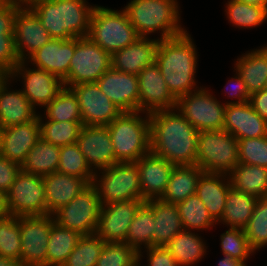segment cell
Segmentation results:
<instances>
[{
  "label": "cell",
  "instance_id": "cell-14",
  "mask_svg": "<svg viewBox=\"0 0 267 266\" xmlns=\"http://www.w3.org/2000/svg\"><path fill=\"white\" fill-rule=\"evenodd\" d=\"M27 65L26 61H20L8 76L13 80L18 76L23 78L21 91L35 109L36 106L46 107L65 87L63 80L48 71L27 68Z\"/></svg>",
  "mask_w": 267,
  "mask_h": 266
},
{
  "label": "cell",
  "instance_id": "cell-12",
  "mask_svg": "<svg viewBox=\"0 0 267 266\" xmlns=\"http://www.w3.org/2000/svg\"><path fill=\"white\" fill-rule=\"evenodd\" d=\"M6 203L11 216L46 215L43 177L21 170L6 193Z\"/></svg>",
  "mask_w": 267,
  "mask_h": 266
},
{
  "label": "cell",
  "instance_id": "cell-41",
  "mask_svg": "<svg viewBox=\"0 0 267 266\" xmlns=\"http://www.w3.org/2000/svg\"><path fill=\"white\" fill-rule=\"evenodd\" d=\"M225 12L230 23L240 28H252L267 20V7L229 0Z\"/></svg>",
  "mask_w": 267,
  "mask_h": 266
},
{
  "label": "cell",
  "instance_id": "cell-16",
  "mask_svg": "<svg viewBox=\"0 0 267 266\" xmlns=\"http://www.w3.org/2000/svg\"><path fill=\"white\" fill-rule=\"evenodd\" d=\"M76 94L83 125L107 126L122 112L101 91L97 82L70 87Z\"/></svg>",
  "mask_w": 267,
  "mask_h": 266
},
{
  "label": "cell",
  "instance_id": "cell-13",
  "mask_svg": "<svg viewBox=\"0 0 267 266\" xmlns=\"http://www.w3.org/2000/svg\"><path fill=\"white\" fill-rule=\"evenodd\" d=\"M54 217L20 216L21 261L25 266H46L47 245Z\"/></svg>",
  "mask_w": 267,
  "mask_h": 266
},
{
  "label": "cell",
  "instance_id": "cell-49",
  "mask_svg": "<svg viewBox=\"0 0 267 266\" xmlns=\"http://www.w3.org/2000/svg\"><path fill=\"white\" fill-rule=\"evenodd\" d=\"M19 62L13 33H0V72L8 76Z\"/></svg>",
  "mask_w": 267,
  "mask_h": 266
},
{
  "label": "cell",
  "instance_id": "cell-31",
  "mask_svg": "<svg viewBox=\"0 0 267 266\" xmlns=\"http://www.w3.org/2000/svg\"><path fill=\"white\" fill-rule=\"evenodd\" d=\"M204 171L197 165L174 166L162 197L164 202L177 204L196 193L197 183Z\"/></svg>",
  "mask_w": 267,
  "mask_h": 266
},
{
  "label": "cell",
  "instance_id": "cell-29",
  "mask_svg": "<svg viewBox=\"0 0 267 266\" xmlns=\"http://www.w3.org/2000/svg\"><path fill=\"white\" fill-rule=\"evenodd\" d=\"M250 95L260 92L267 82V45L243 54L235 63Z\"/></svg>",
  "mask_w": 267,
  "mask_h": 266
},
{
  "label": "cell",
  "instance_id": "cell-46",
  "mask_svg": "<svg viewBox=\"0 0 267 266\" xmlns=\"http://www.w3.org/2000/svg\"><path fill=\"white\" fill-rule=\"evenodd\" d=\"M96 266H138V251L125 242H105Z\"/></svg>",
  "mask_w": 267,
  "mask_h": 266
},
{
  "label": "cell",
  "instance_id": "cell-11",
  "mask_svg": "<svg viewBox=\"0 0 267 266\" xmlns=\"http://www.w3.org/2000/svg\"><path fill=\"white\" fill-rule=\"evenodd\" d=\"M177 110L199 132L223 130L226 104L219 102L206 88L177 99Z\"/></svg>",
  "mask_w": 267,
  "mask_h": 266
},
{
  "label": "cell",
  "instance_id": "cell-1",
  "mask_svg": "<svg viewBox=\"0 0 267 266\" xmlns=\"http://www.w3.org/2000/svg\"><path fill=\"white\" fill-rule=\"evenodd\" d=\"M150 151L174 164L195 165L199 132L177 110L149 114Z\"/></svg>",
  "mask_w": 267,
  "mask_h": 266
},
{
  "label": "cell",
  "instance_id": "cell-8",
  "mask_svg": "<svg viewBox=\"0 0 267 266\" xmlns=\"http://www.w3.org/2000/svg\"><path fill=\"white\" fill-rule=\"evenodd\" d=\"M94 172L95 186L101 205L113 202L142 199L141 184L136 162H116Z\"/></svg>",
  "mask_w": 267,
  "mask_h": 266
},
{
  "label": "cell",
  "instance_id": "cell-24",
  "mask_svg": "<svg viewBox=\"0 0 267 266\" xmlns=\"http://www.w3.org/2000/svg\"><path fill=\"white\" fill-rule=\"evenodd\" d=\"M223 129L237 140L264 137L267 136V120L249 102L226 104Z\"/></svg>",
  "mask_w": 267,
  "mask_h": 266
},
{
  "label": "cell",
  "instance_id": "cell-45",
  "mask_svg": "<svg viewBox=\"0 0 267 266\" xmlns=\"http://www.w3.org/2000/svg\"><path fill=\"white\" fill-rule=\"evenodd\" d=\"M0 256L21 260L20 217L0 220Z\"/></svg>",
  "mask_w": 267,
  "mask_h": 266
},
{
  "label": "cell",
  "instance_id": "cell-42",
  "mask_svg": "<svg viewBox=\"0 0 267 266\" xmlns=\"http://www.w3.org/2000/svg\"><path fill=\"white\" fill-rule=\"evenodd\" d=\"M57 172L86 179L93 182L94 172L88 166L77 143L60 147L59 166Z\"/></svg>",
  "mask_w": 267,
  "mask_h": 266
},
{
  "label": "cell",
  "instance_id": "cell-33",
  "mask_svg": "<svg viewBox=\"0 0 267 266\" xmlns=\"http://www.w3.org/2000/svg\"><path fill=\"white\" fill-rule=\"evenodd\" d=\"M228 176L235 190L257 199L267 197V168L239 163Z\"/></svg>",
  "mask_w": 267,
  "mask_h": 266
},
{
  "label": "cell",
  "instance_id": "cell-5",
  "mask_svg": "<svg viewBox=\"0 0 267 266\" xmlns=\"http://www.w3.org/2000/svg\"><path fill=\"white\" fill-rule=\"evenodd\" d=\"M122 112L107 125L115 150L116 162H137L150 152L149 114Z\"/></svg>",
  "mask_w": 267,
  "mask_h": 266
},
{
  "label": "cell",
  "instance_id": "cell-6",
  "mask_svg": "<svg viewBox=\"0 0 267 266\" xmlns=\"http://www.w3.org/2000/svg\"><path fill=\"white\" fill-rule=\"evenodd\" d=\"M88 37L112 55L140 36L124 9L117 11L96 5L90 17Z\"/></svg>",
  "mask_w": 267,
  "mask_h": 266
},
{
  "label": "cell",
  "instance_id": "cell-27",
  "mask_svg": "<svg viewBox=\"0 0 267 266\" xmlns=\"http://www.w3.org/2000/svg\"><path fill=\"white\" fill-rule=\"evenodd\" d=\"M47 214H53L60 207L68 204L90 183L72 175L53 172L43 176Z\"/></svg>",
  "mask_w": 267,
  "mask_h": 266
},
{
  "label": "cell",
  "instance_id": "cell-61",
  "mask_svg": "<svg viewBox=\"0 0 267 266\" xmlns=\"http://www.w3.org/2000/svg\"><path fill=\"white\" fill-rule=\"evenodd\" d=\"M4 77V75L0 72V81Z\"/></svg>",
  "mask_w": 267,
  "mask_h": 266
},
{
  "label": "cell",
  "instance_id": "cell-54",
  "mask_svg": "<svg viewBox=\"0 0 267 266\" xmlns=\"http://www.w3.org/2000/svg\"><path fill=\"white\" fill-rule=\"evenodd\" d=\"M249 103L252 108L265 120H267V89L250 95Z\"/></svg>",
  "mask_w": 267,
  "mask_h": 266
},
{
  "label": "cell",
  "instance_id": "cell-21",
  "mask_svg": "<svg viewBox=\"0 0 267 266\" xmlns=\"http://www.w3.org/2000/svg\"><path fill=\"white\" fill-rule=\"evenodd\" d=\"M142 199H160L169 182L174 164L159 157L151 151L143 155L137 162Z\"/></svg>",
  "mask_w": 267,
  "mask_h": 266
},
{
  "label": "cell",
  "instance_id": "cell-26",
  "mask_svg": "<svg viewBox=\"0 0 267 266\" xmlns=\"http://www.w3.org/2000/svg\"><path fill=\"white\" fill-rule=\"evenodd\" d=\"M10 81L9 76L0 81V124L3 128L30 122L38 116L21 89L9 91Z\"/></svg>",
  "mask_w": 267,
  "mask_h": 266
},
{
  "label": "cell",
  "instance_id": "cell-3",
  "mask_svg": "<svg viewBox=\"0 0 267 266\" xmlns=\"http://www.w3.org/2000/svg\"><path fill=\"white\" fill-rule=\"evenodd\" d=\"M88 4L86 0H47L36 3L30 9L53 39L68 40L88 36L90 17L95 7Z\"/></svg>",
  "mask_w": 267,
  "mask_h": 266
},
{
  "label": "cell",
  "instance_id": "cell-37",
  "mask_svg": "<svg viewBox=\"0 0 267 266\" xmlns=\"http://www.w3.org/2000/svg\"><path fill=\"white\" fill-rule=\"evenodd\" d=\"M82 235L54 222L47 245L46 266H62Z\"/></svg>",
  "mask_w": 267,
  "mask_h": 266
},
{
  "label": "cell",
  "instance_id": "cell-15",
  "mask_svg": "<svg viewBox=\"0 0 267 266\" xmlns=\"http://www.w3.org/2000/svg\"><path fill=\"white\" fill-rule=\"evenodd\" d=\"M143 199L113 202L102 205L95 234L105 242H125L129 226Z\"/></svg>",
  "mask_w": 267,
  "mask_h": 266
},
{
  "label": "cell",
  "instance_id": "cell-57",
  "mask_svg": "<svg viewBox=\"0 0 267 266\" xmlns=\"http://www.w3.org/2000/svg\"><path fill=\"white\" fill-rule=\"evenodd\" d=\"M7 216H9V212L7 209L6 194L0 191V220L6 218Z\"/></svg>",
  "mask_w": 267,
  "mask_h": 266
},
{
  "label": "cell",
  "instance_id": "cell-38",
  "mask_svg": "<svg viewBox=\"0 0 267 266\" xmlns=\"http://www.w3.org/2000/svg\"><path fill=\"white\" fill-rule=\"evenodd\" d=\"M184 230L209 229L217 222L211 217L202 200L195 194L176 204Z\"/></svg>",
  "mask_w": 267,
  "mask_h": 266
},
{
  "label": "cell",
  "instance_id": "cell-17",
  "mask_svg": "<svg viewBox=\"0 0 267 266\" xmlns=\"http://www.w3.org/2000/svg\"><path fill=\"white\" fill-rule=\"evenodd\" d=\"M139 111L151 114L174 109L177 99L169 91L158 65L146 66L139 74Z\"/></svg>",
  "mask_w": 267,
  "mask_h": 266
},
{
  "label": "cell",
  "instance_id": "cell-55",
  "mask_svg": "<svg viewBox=\"0 0 267 266\" xmlns=\"http://www.w3.org/2000/svg\"><path fill=\"white\" fill-rule=\"evenodd\" d=\"M217 266H247L246 262L232 258L224 254V258L221 259Z\"/></svg>",
  "mask_w": 267,
  "mask_h": 266
},
{
  "label": "cell",
  "instance_id": "cell-20",
  "mask_svg": "<svg viewBox=\"0 0 267 266\" xmlns=\"http://www.w3.org/2000/svg\"><path fill=\"white\" fill-rule=\"evenodd\" d=\"M96 82L121 112L139 111L138 75L124 73L111 67Z\"/></svg>",
  "mask_w": 267,
  "mask_h": 266
},
{
  "label": "cell",
  "instance_id": "cell-23",
  "mask_svg": "<svg viewBox=\"0 0 267 266\" xmlns=\"http://www.w3.org/2000/svg\"><path fill=\"white\" fill-rule=\"evenodd\" d=\"M74 52L75 38L68 40L51 39L27 57L26 62H31L32 65H35V68L53 73L63 80L68 75Z\"/></svg>",
  "mask_w": 267,
  "mask_h": 266
},
{
  "label": "cell",
  "instance_id": "cell-60",
  "mask_svg": "<svg viewBox=\"0 0 267 266\" xmlns=\"http://www.w3.org/2000/svg\"><path fill=\"white\" fill-rule=\"evenodd\" d=\"M3 127L2 125L0 124V147H1V140H2V133H3Z\"/></svg>",
  "mask_w": 267,
  "mask_h": 266
},
{
  "label": "cell",
  "instance_id": "cell-25",
  "mask_svg": "<svg viewBox=\"0 0 267 266\" xmlns=\"http://www.w3.org/2000/svg\"><path fill=\"white\" fill-rule=\"evenodd\" d=\"M160 39L139 37L136 41L111 55V67L124 73L138 75L155 62Z\"/></svg>",
  "mask_w": 267,
  "mask_h": 266
},
{
  "label": "cell",
  "instance_id": "cell-32",
  "mask_svg": "<svg viewBox=\"0 0 267 266\" xmlns=\"http://www.w3.org/2000/svg\"><path fill=\"white\" fill-rule=\"evenodd\" d=\"M153 199L145 201L137 210L126 236V243L138 251V262L144 249L153 246L154 234Z\"/></svg>",
  "mask_w": 267,
  "mask_h": 266
},
{
  "label": "cell",
  "instance_id": "cell-59",
  "mask_svg": "<svg viewBox=\"0 0 267 266\" xmlns=\"http://www.w3.org/2000/svg\"><path fill=\"white\" fill-rule=\"evenodd\" d=\"M238 1L247 3L249 5L267 7V0H238Z\"/></svg>",
  "mask_w": 267,
  "mask_h": 266
},
{
  "label": "cell",
  "instance_id": "cell-48",
  "mask_svg": "<svg viewBox=\"0 0 267 266\" xmlns=\"http://www.w3.org/2000/svg\"><path fill=\"white\" fill-rule=\"evenodd\" d=\"M239 162L267 168V136L238 140Z\"/></svg>",
  "mask_w": 267,
  "mask_h": 266
},
{
  "label": "cell",
  "instance_id": "cell-30",
  "mask_svg": "<svg viewBox=\"0 0 267 266\" xmlns=\"http://www.w3.org/2000/svg\"><path fill=\"white\" fill-rule=\"evenodd\" d=\"M154 234L153 246H166L184 230L176 204L153 199Z\"/></svg>",
  "mask_w": 267,
  "mask_h": 266
},
{
  "label": "cell",
  "instance_id": "cell-4",
  "mask_svg": "<svg viewBox=\"0 0 267 266\" xmlns=\"http://www.w3.org/2000/svg\"><path fill=\"white\" fill-rule=\"evenodd\" d=\"M123 9L140 37L159 30L163 40L187 32L180 24L177 0H131Z\"/></svg>",
  "mask_w": 267,
  "mask_h": 266
},
{
  "label": "cell",
  "instance_id": "cell-9",
  "mask_svg": "<svg viewBox=\"0 0 267 266\" xmlns=\"http://www.w3.org/2000/svg\"><path fill=\"white\" fill-rule=\"evenodd\" d=\"M111 68V55L88 36L75 38V52L70 61L65 87L96 82Z\"/></svg>",
  "mask_w": 267,
  "mask_h": 266
},
{
  "label": "cell",
  "instance_id": "cell-36",
  "mask_svg": "<svg viewBox=\"0 0 267 266\" xmlns=\"http://www.w3.org/2000/svg\"><path fill=\"white\" fill-rule=\"evenodd\" d=\"M203 241L195 232L183 230L166 245V248L180 266H192L206 255L208 247Z\"/></svg>",
  "mask_w": 267,
  "mask_h": 266
},
{
  "label": "cell",
  "instance_id": "cell-52",
  "mask_svg": "<svg viewBox=\"0 0 267 266\" xmlns=\"http://www.w3.org/2000/svg\"><path fill=\"white\" fill-rule=\"evenodd\" d=\"M21 7L0 0V33H13L14 18Z\"/></svg>",
  "mask_w": 267,
  "mask_h": 266
},
{
  "label": "cell",
  "instance_id": "cell-51",
  "mask_svg": "<svg viewBox=\"0 0 267 266\" xmlns=\"http://www.w3.org/2000/svg\"><path fill=\"white\" fill-rule=\"evenodd\" d=\"M20 171L21 166L18 163L0 155V191L6 194Z\"/></svg>",
  "mask_w": 267,
  "mask_h": 266
},
{
  "label": "cell",
  "instance_id": "cell-53",
  "mask_svg": "<svg viewBox=\"0 0 267 266\" xmlns=\"http://www.w3.org/2000/svg\"><path fill=\"white\" fill-rule=\"evenodd\" d=\"M236 74L234 78H231L232 80L228 81V84L233 83L235 85V87L233 86L232 88L233 90L230 89L231 92L229 90L228 94H229V97L234 98V99L237 98L238 101H230V102L227 101L225 104H242V103L249 102L250 94L247 91L245 82L243 81L242 77L237 71H236Z\"/></svg>",
  "mask_w": 267,
  "mask_h": 266
},
{
  "label": "cell",
  "instance_id": "cell-18",
  "mask_svg": "<svg viewBox=\"0 0 267 266\" xmlns=\"http://www.w3.org/2000/svg\"><path fill=\"white\" fill-rule=\"evenodd\" d=\"M76 143L93 172L116 163L114 145L107 126L83 125Z\"/></svg>",
  "mask_w": 267,
  "mask_h": 266
},
{
  "label": "cell",
  "instance_id": "cell-50",
  "mask_svg": "<svg viewBox=\"0 0 267 266\" xmlns=\"http://www.w3.org/2000/svg\"><path fill=\"white\" fill-rule=\"evenodd\" d=\"M147 252V266H180L166 246H151L145 249ZM141 263L138 262V266Z\"/></svg>",
  "mask_w": 267,
  "mask_h": 266
},
{
  "label": "cell",
  "instance_id": "cell-19",
  "mask_svg": "<svg viewBox=\"0 0 267 266\" xmlns=\"http://www.w3.org/2000/svg\"><path fill=\"white\" fill-rule=\"evenodd\" d=\"M13 37L15 51L20 61H26L27 56L53 39L42 26L38 16L30 8L23 7L15 15Z\"/></svg>",
  "mask_w": 267,
  "mask_h": 266
},
{
  "label": "cell",
  "instance_id": "cell-58",
  "mask_svg": "<svg viewBox=\"0 0 267 266\" xmlns=\"http://www.w3.org/2000/svg\"><path fill=\"white\" fill-rule=\"evenodd\" d=\"M0 266H25L21 260L0 256Z\"/></svg>",
  "mask_w": 267,
  "mask_h": 266
},
{
  "label": "cell",
  "instance_id": "cell-44",
  "mask_svg": "<svg viewBox=\"0 0 267 266\" xmlns=\"http://www.w3.org/2000/svg\"><path fill=\"white\" fill-rule=\"evenodd\" d=\"M250 247L256 251L267 245V197L257 199L253 214L244 228Z\"/></svg>",
  "mask_w": 267,
  "mask_h": 266
},
{
  "label": "cell",
  "instance_id": "cell-40",
  "mask_svg": "<svg viewBox=\"0 0 267 266\" xmlns=\"http://www.w3.org/2000/svg\"><path fill=\"white\" fill-rule=\"evenodd\" d=\"M45 120L82 121L76 94L71 88L64 87L59 94L45 107Z\"/></svg>",
  "mask_w": 267,
  "mask_h": 266
},
{
  "label": "cell",
  "instance_id": "cell-39",
  "mask_svg": "<svg viewBox=\"0 0 267 266\" xmlns=\"http://www.w3.org/2000/svg\"><path fill=\"white\" fill-rule=\"evenodd\" d=\"M40 125V138L57 146H65L76 143L79 132L83 126L82 121L46 120L38 114Z\"/></svg>",
  "mask_w": 267,
  "mask_h": 266
},
{
  "label": "cell",
  "instance_id": "cell-10",
  "mask_svg": "<svg viewBox=\"0 0 267 266\" xmlns=\"http://www.w3.org/2000/svg\"><path fill=\"white\" fill-rule=\"evenodd\" d=\"M101 202L95 186L90 183L68 204L60 207L52 215L54 221L64 228L81 235L94 234L100 215Z\"/></svg>",
  "mask_w": 267,
  "mask_h": 266
},
{
  "label": "cell",
  "instance_id": "cell-22",
  "mask_svg": "<svg viewBox=\"0 0 267 266\" xmlns=\"http://www.w3.org/2000/svg\"><path fill=\"white\" fill-rule=\"evenodd\" d=\"M40 139L39 117L34 120L3 129L0 155L18 163L26 161L28 152Z\"/></svg>",
  "mask_w": 267,
  "mask_h": 266
},
{
  "label": "cell",
  "instance_id": "cell-43",
  "mask_svg": "<svg viewBox=\"0 0 267 266\" xmlns=\"http://www.w3.org/2000/svg\"><path fill=\"white\" fill-rule=\"evenodd\" d=\"M104 244L95 233L82 235L62 266H96Z\"/></svg>",
  "mask_w": 267,
  "mask_h": 266
},
{
  "label": "cell",
  "instance_id": "cell-34",
  "mask_svg": "<svg viewBox=\"0 0 267 266\" xmlns=\"http://www.w3.org/2000/svg\"><path fill=\"white\" fill-rule=\"evenodd\" d=\"M60 146L41 138L28 152L21 170L34 175L45 176L56 172L59 166Z\"/></svg>",
  "mask_w": 267,
  "mask_h": 266
},
{
  "label": "cell",
  "instance_id": "cell-2",
  "mask_svg": "<svg viewBox=\"0 0 267 266\" xmlns=\"http://www.w3.org/2000/svg\"><path fill=\"white\" fill-rule=\"evenodd\" d=\"M197 59L196 46L188 32L159 41L155 63L176 99L200 89L195 80Z\"/></svg>",
  "mask_w": 267,
  "mask_h": 266
},
{
  "label": "cell",
  "instance_id": "cell-28",
  "mask_svg": "<svg viewBox=\"0 0 267 266\" xmlns=\"http://www.w3.org/2000/svg\"><path fill=\"white\" fill-rule=\"evenodd\" d=\"M230 188L231 183L227 174L204 172L198 180L196 195L202 200L216 222L221 219L224 213L227 193Z\"/></svg>",
  "mask_w": 267,
  "mask_h": 266
},
{
  "label": "cell",
  "instance_id": "cell-56",
  "mask_svg": "<svg viewBox=\"0 0 267 266\" xmlns=\"http://www.w3.org/2000/svg\"><path fill=\"white\" fill-rule=\"evenodd\" d=\"M5 1L13 5H17L19 7L31 8L36 3L41 2V1H47V0H5Z\"/></svg>",
  "mask_w": 267,
  "mask_h": 266
},
{
  "label": "cell",
  "instance_id": "cell-7",
  "mask_svg": "<svg viewBox=\"0 0 267 266\" xmlns=\"http://www.w3.org/2000/svg\"><path fill=\"white\" fill-rule=\"evenodd\" d=\"M238 140L226 130L199 131L195 165L205 173L229 175L239 164Z\"/></svg>",
  "mask_w": 267,
  "mask_h": 266
},
{
  "label": "cell",
  "instance_id": "cell-35",
  "mask_svg": "<svg viewBox=\"0 0 267 266\" xmlns=\"http://www.w3.org/2000/svg\"><path fill=\"white\" fill-rule=\"evenodd\" d=\"M256 202V197L231 187L227 193L224 213L217 224L222 222L230 228L244 229L253 214Z\"/></svg>",
  "mask_w": 267,
  "mask_h": 266
},
{
  "label": "cell",
  "instance_id": "cell-47",
  "mask_svg": "<svg viewBox=\"0 0 267 266\" xmlns=\"http://www.w3.org/2000/svg\"><path fill=\"white\" fill-rule=\"evenodd\" d=\"M220 239L223 255L245 262L251 254L255 253L248 243L244 229L229 228L220 235Z\"/></svg>",
  "mask_w": 267,
  "mask_h": 266
}]
</instances>
